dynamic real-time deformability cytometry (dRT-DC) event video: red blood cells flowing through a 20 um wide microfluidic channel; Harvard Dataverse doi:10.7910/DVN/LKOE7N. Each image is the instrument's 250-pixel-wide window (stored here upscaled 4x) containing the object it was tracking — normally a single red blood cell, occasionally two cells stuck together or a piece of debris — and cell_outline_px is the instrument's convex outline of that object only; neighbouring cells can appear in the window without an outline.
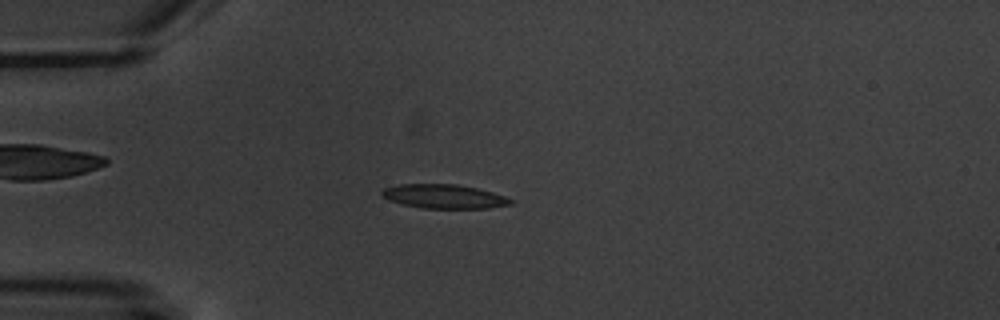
{"species": "common noctule bat (a hibernating species)", "species_latin": "Nyctalus noctula", "temperature_condition": "warm", "stored_images_in_passage": 8, "camera_frame_rate_fps": 3000, "um_per_image_px": 0.085, "animal": {"sex": "male", "body_mass_g": 20.1, "forearm_length_mm": 53.5}, "frame": {"image": 1, "passage_image": 5, "time_ms": 4.667, "image_size_px": [1000, 320], "cell_outline_px": [[512, 204], [488, 208], [420, 208], [400, 204], [388, 200], [380, 192], [384, 188], [400, 184], [456, 184], [476, 188], [492, 192], [504, 196], [512, 200]], "centroid_in_image_um": [37.71, 16.7], "position_along_channel_um": 47.3, "area_um2": 17.98}}
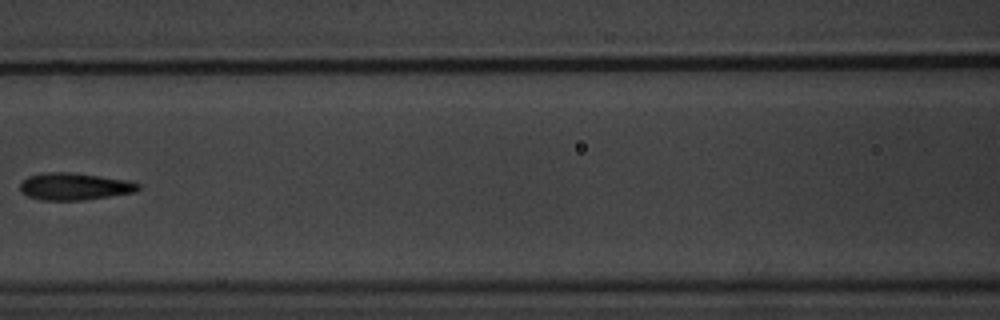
{"frame": {"image": 2, "passage_image": 8, "time_ms": 8.333, "image_size_px": [1000, 320], "cell_outline_px": [[140, 188], [136, 192], [84, 200], [40, 200], [28, 196], [20, 192], [20, 180], [28, 176], [44, 172], [68, 172], [100, 176], [128, 180], [140, 184]], "centroid_in_image_um": [6.3, 15.85], "position_along_channel_um": 160.3, "area_um2": 18.84}}